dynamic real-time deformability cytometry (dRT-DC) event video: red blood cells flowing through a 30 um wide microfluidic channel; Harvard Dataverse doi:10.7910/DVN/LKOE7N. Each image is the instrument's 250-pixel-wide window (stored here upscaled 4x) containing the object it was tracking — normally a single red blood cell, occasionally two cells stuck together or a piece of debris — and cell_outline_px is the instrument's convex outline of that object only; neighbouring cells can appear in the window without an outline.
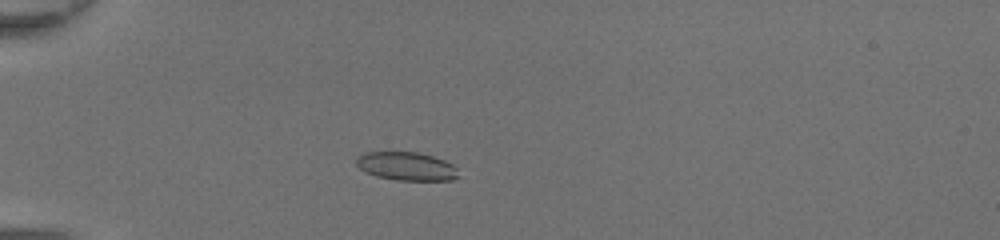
{"species": "common noctule bat (a hibernating species)", "species_latin": "Nyctalus noctula", "temperature_condition": "room temperature", "stored_images_in_passage": 44, "camera_frame_rate_fps": 3000, "um_per_image_px": 0.085, "animal": {"sex": "female", "body_mass_g": 20.0, "forearm_length_mm": 54.0}, "frame": {"image": 1, "passage_image": 11, "time_ms": 3.333, "image_size_px": [1000, 240], "cell_outline_px": [[456, 176], [452, 180], [396, 180], [376, 176], [360, 168], [356, 164], [356, 160], [364, 152], [416, 152], [432, 156], [444, 160], [452, 164], [456, 168]], "centroid_in_image_um": [34.54, 14.13], "position_along_channel_um": 50.5, "area_um2": 16.59}}
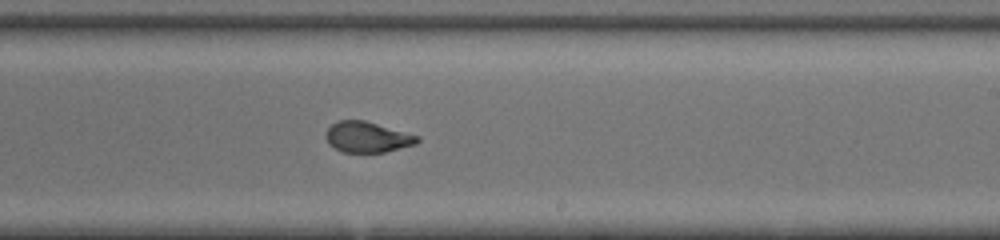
{"frame": {"image": 2, "passage_image": 27, "time_ms": 8.667, "image_size_px": [1000, 240], "cell_outline_px": [[420, 140], [416, 144], [384, 152], [344, 152], [328, 144], [324, 136], [328, 128], [332, 124], [340, 120], [364, 120], [420, 136]], "centroid_in_image_um": [31.22, 11.65], "position_along_channel_um": 257.8, "area_um2": 16.3}}
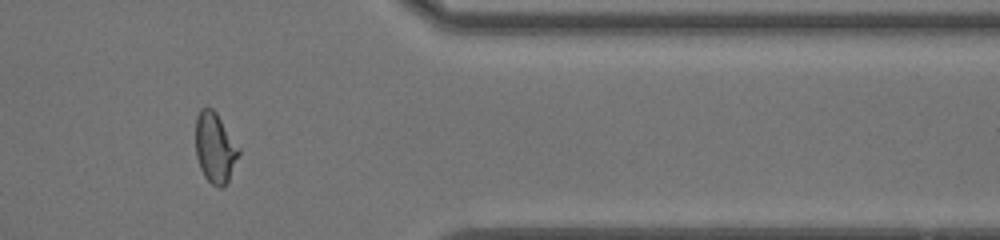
{"frame": {"image": 3, "passage_image": 37, "time_ms": 12.0, "image_size_px": [1000, 240], "cell_outline_px": [[240, 152], [228, 180], [220, 188], [216, 188], [204, 176], [200, 168], [196, 156], [196, 116], [200, 108], [212, 108], [216, 112], [240, 148]], "centroid_in_image_um": [18.26, 12.55], "position_along_channel_um": 393.1, "area_um2": 17.57}, "authors_computed_cell_mechanics": {"area_um2": 17.5423, "velocity_mm_per_s": 4.4378, "shape_relaxation_time_tau1_ms": 4.5368, "shape_relaxation_time_tau2_ms": null, "deformation_change_tau1": 0.2135, "deformation_change_tau2": null}}